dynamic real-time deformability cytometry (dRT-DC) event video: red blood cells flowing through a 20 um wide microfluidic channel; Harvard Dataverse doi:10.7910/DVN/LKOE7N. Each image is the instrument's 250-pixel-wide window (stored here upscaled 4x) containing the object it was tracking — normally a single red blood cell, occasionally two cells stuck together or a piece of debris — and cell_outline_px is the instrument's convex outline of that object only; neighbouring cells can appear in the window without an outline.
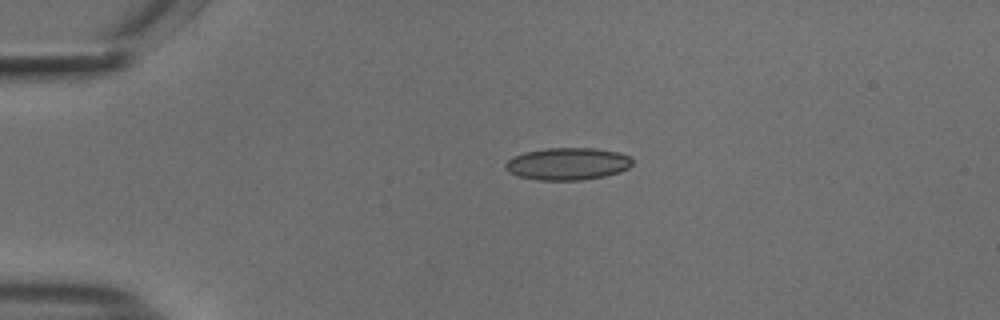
{"species": "common noctule bat (a hibernating species)", "species_latin": "Nyctalus noctula", "temperature_condition": "cold", "stored_images_in_passage": 43, "camera_frame_rate_fps": 3000, "um_per_image_px": 0.085, "animal": {"sex": "male", "body_mass_g": 18.8}, "frame": {"image": 1, "passage_image": 1, "time_ms": 0.0, "image_size_px": [1000, 320], "cell_outline_px": [[632, 164], [628, 168], [620, 172], [604, 176], [580, 180], [536, 180], [520, 176], [508, 172], [504, 168], [504, 164], [512, 156], [524, 152], [548, 148], [596, 148], [620, 152], [628, 156], [632, 160]], "centroid_in_image_um": [48.23, 13.92], "position_along_channel_um": 36.8, "area_um2": 23.99}}
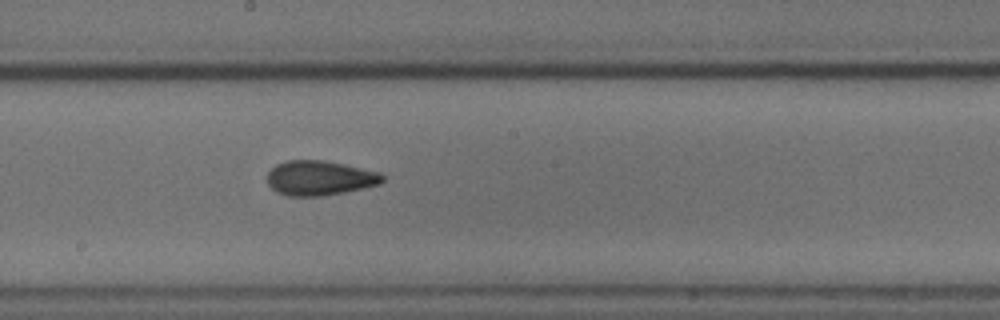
{"frame": {"image": 2, "passage_image": 19, "time_ms": 6.0, "image_size_px": [1000, 320], "cell_outline_px": [[384, 180], [380, 184], [364, 188], [344, 192], [320, 196], [288, 196], [272, 188], [268, 184], [268, 172], [276, 164], [288, 160], [324, 160], [344, 164], [380, 172], [384, 176]], "centroid_in_image_um": [27.2, 15.12], "position_along_channel_um": 221.0, "area_um2": 23.24}}
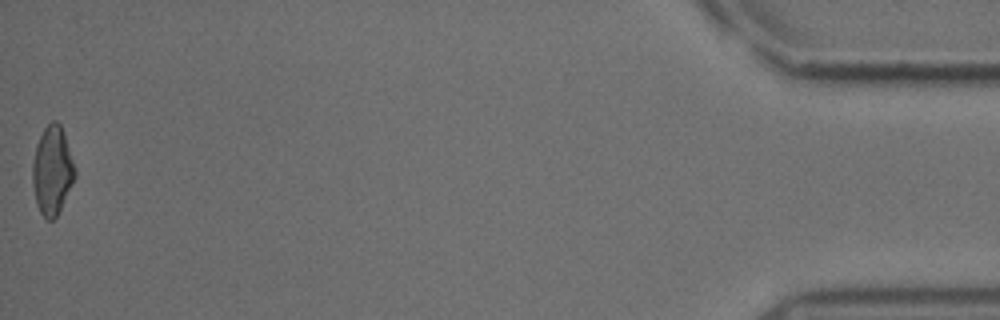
{"frame": {"image": 3, "passage_image": 43, "time_ms": 14.0, "image_size_px": [1000, 320], "cell_outline_px": [[76, 176], [56, 216], [52, 220], [48, 220], [40, 212], [36, 204], [32, 184], [32, 164], [36, 144], [44, 128], [52, 120], [56, 120], [60, 124], [76, 172]], "centroid_in_image_um": [4.41, 14.49], "position_along_channel_um": 430.8, "area_um2": 21.5}, "authors_computed_cell_mechanics": {"area_um2": 22.4842, "velocity_mm_per_s": 3.7386, "shape_relaxation_time_tau1_ms": null, "shape_relaxation_time_tau2_ms": 2.3094, "deformation_change_tau1": null, "deformation_change_tau2": 0.0787}}